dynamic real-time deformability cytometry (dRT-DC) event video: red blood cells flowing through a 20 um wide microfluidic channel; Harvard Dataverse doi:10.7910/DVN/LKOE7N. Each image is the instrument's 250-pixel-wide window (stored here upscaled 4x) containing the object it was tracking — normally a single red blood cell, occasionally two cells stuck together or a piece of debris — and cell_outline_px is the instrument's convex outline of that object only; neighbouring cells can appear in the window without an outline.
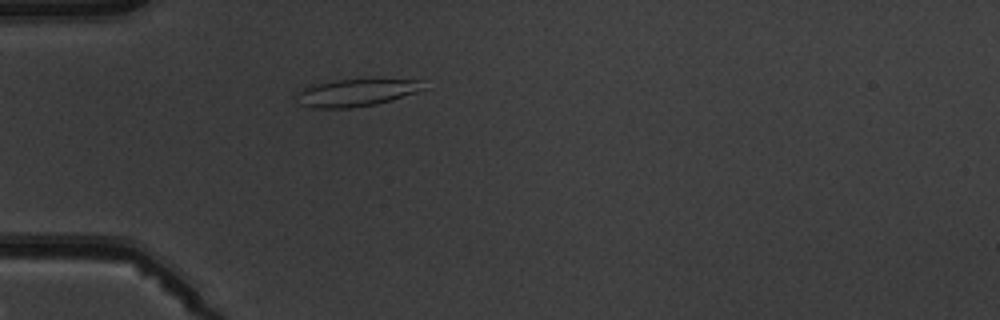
{"species": "common noctule bat (a hibernating species)", "species_latin": "Nyctalus noctula", "temperature_condition": "warm", "stored_images_in_passage": 4, "camera_frame_rate_fps": 3000, "um_per_image_px": 0.085, "animal": {"sex": "male", "body_mass_g": 19.5, "forearm_length_mm": 54.6}, "frame": {"image": 1, "passage_image": 4, "time_ms": 3.667, "image_size_px": [1000, 320], "cell_outline_px": [[432, 88], [392, 100], [376, 104], [348, 108], [312, 108], [300, 104], [296, 92], [304, 88], [316, 84], [336, 80], [376, 76], [420, 80]], "centroid_in_image_um": [30.46, 7.81], "position_along_channel_um": 54.5, "area_um2": 21.39}}